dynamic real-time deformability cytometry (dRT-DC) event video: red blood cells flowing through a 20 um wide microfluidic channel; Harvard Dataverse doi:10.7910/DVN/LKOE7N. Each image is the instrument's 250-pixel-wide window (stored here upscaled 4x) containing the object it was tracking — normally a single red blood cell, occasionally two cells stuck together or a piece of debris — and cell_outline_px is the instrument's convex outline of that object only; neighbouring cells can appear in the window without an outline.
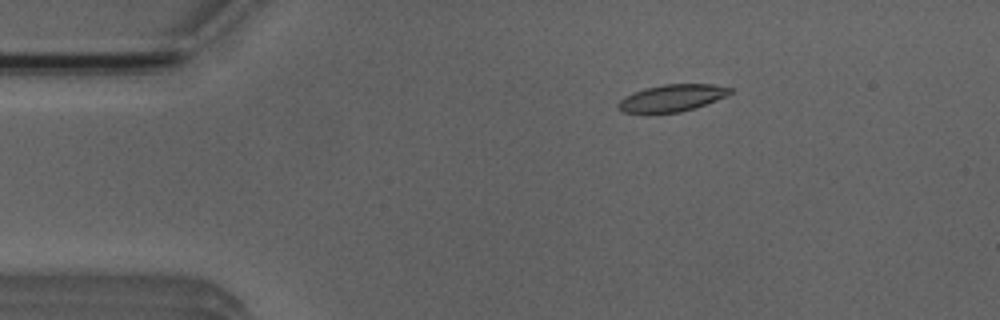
{"species": "Egyptian fruit bat (a non-hibernating species)", "species_latin": "Rousettus aegyptiacus", "temperature_condition": "room temperature", "stored_images_in_passage": 6, "camera_frame_rate_fps": 3000, "um_per_image_px": 0.085, "animal": {"sex": "male"}, "frame": {"image": 1, "passage_image": 1, "time_ms": 0.0, "image_size_px": [1000, 320], "cell_outline_px": [[732, 92], [716, 100], [696, 108], [680, 112], [624, 112], [616, 104], [624, 96], [644, 88], [664, 84], [712, 84], [732, 88]], "centroid_in_image_um": [57.13, 8.31], "position_along_channel_um": 27.9, "area_um2": 17.34}}
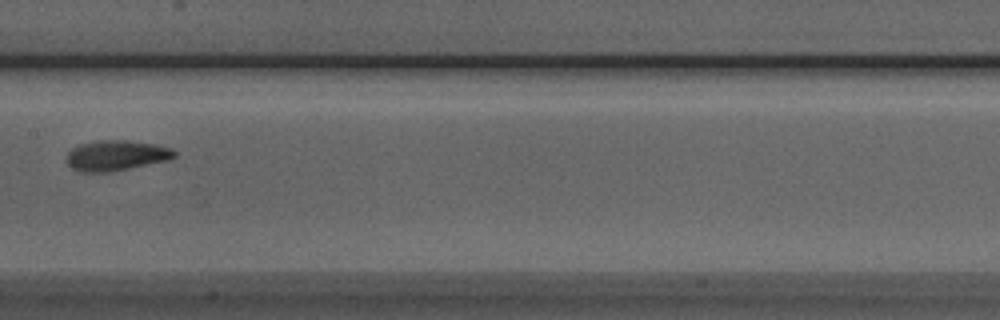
{"frame": {"image": 2, "passage_image": 6, "time_ms": 5.667, "image_size_px": [1000, 320], "cell_outline_px": [[176, 156], [168, 160], [112, 172], [80, 172], [72, 168], [64, 160], [68, 152], [72, 148], [80, 144], [100, 140], [128, 140], [156, 144], [172, 148], [176, 152]], "centroid_in_image_um": [9.86, 13.22], "position_along_channel_um": 197.5, "area_um2": 19.31}}